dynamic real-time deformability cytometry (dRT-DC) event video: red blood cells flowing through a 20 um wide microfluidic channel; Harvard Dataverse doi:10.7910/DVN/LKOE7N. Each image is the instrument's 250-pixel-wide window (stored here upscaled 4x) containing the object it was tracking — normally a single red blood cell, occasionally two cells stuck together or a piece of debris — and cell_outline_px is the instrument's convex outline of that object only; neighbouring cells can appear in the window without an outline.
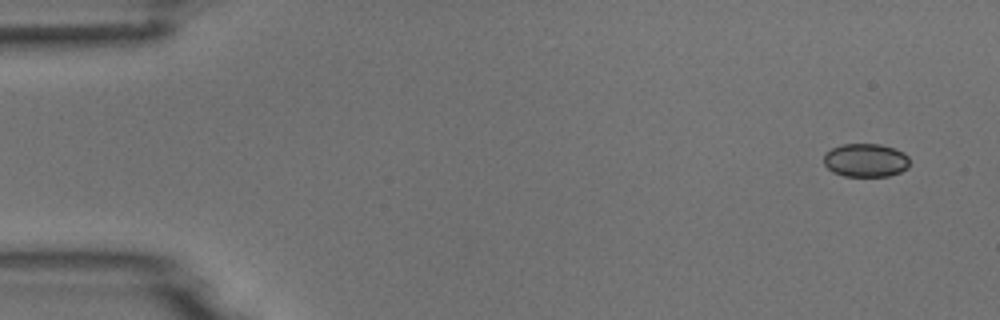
{"species": "common noctule bat (a hibernating species)", "species_latin": "Nyctalus noctula", "temperature_condition": "room temperature", "stored_images_in_passage": 5, "camera_frame_rate_fps": 3000, "um_per_image_px": 0.085, "animal": {"sex": "male", "body_mass_g": 18.8}, "frame": {"image": 1, "passage_image": 1, "time_ms": 0.0, "image_size_px": [1000, 320], "cell_outline_px": [[908, 168], [900, 172], [888, 176], [844, 176], [832, 172], [824, 164], [824, 152], [832, 148], [844, 144], [880, 144], [904, 152], [908, 156]], "centroid_in_image_um": [73.56, 13.62], "position_along_channel_um": 11.4, "area_um2": 16.76}}
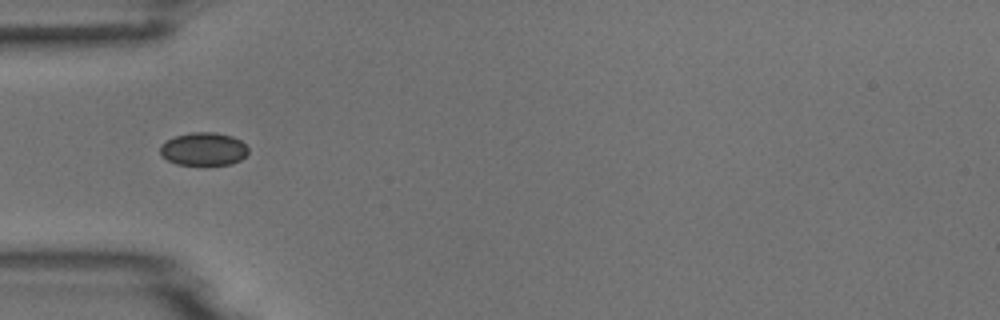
{"frame": {"image": 2, "passage_image": 5, "time_ms": 4.667, "image_size_px": [1000, 320], "cell_outline_px": [[248, 152], [240, 160], [232, 164], [176, 164], [160, 156], [160, 144], [176, 136], [192, 132], [216, 132], [232, 136], [240, 140], [248, 148]], "centroid_in_image_um": [17.29, 12.66], "position_along_channel_um": 67.7, "area_um2": 16.88}}